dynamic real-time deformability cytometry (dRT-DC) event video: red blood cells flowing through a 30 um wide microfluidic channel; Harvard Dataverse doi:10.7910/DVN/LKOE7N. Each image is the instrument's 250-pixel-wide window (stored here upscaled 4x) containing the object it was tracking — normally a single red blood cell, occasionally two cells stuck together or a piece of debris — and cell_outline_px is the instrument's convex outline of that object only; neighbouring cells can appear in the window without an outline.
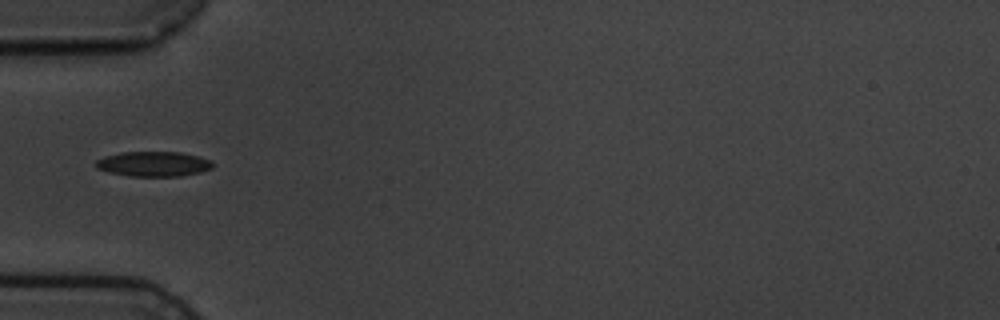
{"species": "common noctule bat (a hibernating species)", "species_latin": "Nyctalus noctula", "temperature_condition": "cold", "stored_images_in_passage": 4, "camera_frame_rate_fps": 3000, "um_per_image_px": 0.085, "animal": {"sex": "male", "body_mass_g": 19.5, "forearm_length_mm": 54.6}, "frame": {"image": 1, "passage_image": 4, "time_ms": 4.333, "image_size_px": [1000, 320], "cell_outline_px": [[212, 168], [200, 172], [180, 176], [128, 176], [108, 172], [96, 168], [96, 160], [104, 156], [120, 152], [180, 152], [200, 156], [212, 160]], "centroid_in_image_um": [13.04, 13.93], "position_along_channel_um": 72.0, "area_um2": 17.11}}